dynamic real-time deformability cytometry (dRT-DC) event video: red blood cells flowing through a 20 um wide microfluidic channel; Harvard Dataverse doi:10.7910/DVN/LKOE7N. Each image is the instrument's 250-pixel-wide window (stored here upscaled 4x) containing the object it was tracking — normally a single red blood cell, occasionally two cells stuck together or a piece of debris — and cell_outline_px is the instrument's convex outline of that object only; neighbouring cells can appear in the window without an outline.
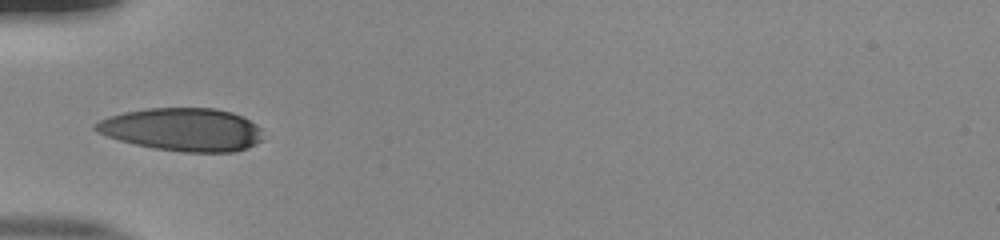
{"species": "human", "species_latin": "Homo sapiens", "temperature_condition": "room temperature", "stored_images_in_passage": 34, "camera_frame_rate_fps": 3000, "um_per_image_px": 0.085, "donor": {"sex": "male"}, "frame": {"image": 1, "passage_image": 1, "time_ms": 0.0, "image_size_px": [1000, 240], "cell_outline_px": [[264, 140], [248, 148], [232, 152], [184, 152], [152, 148], [120, 140], [96, 132], [92, 128], [92, 124], [108, 116], [124, 112], [148, 108], [216, 108], [232, 112], [256, 124], [260, 128]], "centroid_in_image_um": [15.51, 11.01], "position_along_channel_um": 69.5, "area_um2": 42.14}}
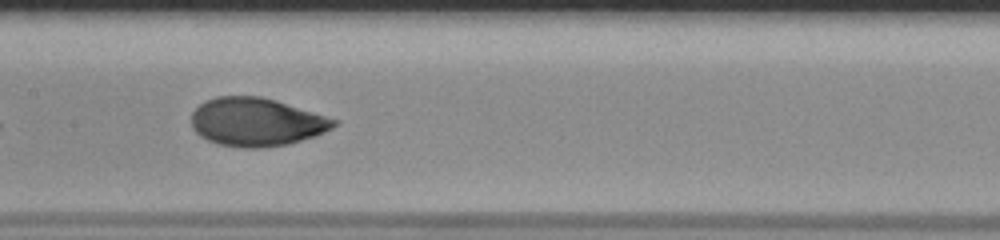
{"frame": {"image": 2, "passage_image": 10, "time_ms": 3.0, "image_size_px": [1000, 240], "cell_outline_px": [[340, 120], [332, 128], [316, 136], [288, 144], [260, 148], [244, 148], [220, 144], [208, 140], [200, 136], [192, 128], [192, 112], [204, 100], [216, 96], [260, 96], [276, 100]], "centroid_in_image_um": [21.8, 10.36], "position_along_channel_um": 185.6, "area_um2": 40.23}}
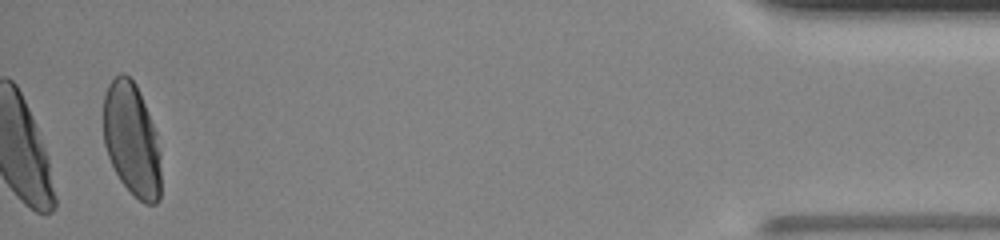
{"frame": {"image": 3, "passage_image": 34, "time_ms": 11.0, "image_size_px": [1000, 240], "cell_outline_px": [[160, 200], [156, 204], [144, 204], [120, 180], [108, 156], [104, 144], [104, 96], [108, 84], [120, 72], [124, 72], [136, 84], [156, 132], [160, 152]], "centroid_in_image_um": [11.2, 11.86], "position_along_channel_um": 424.0, "area_um2": 37.8}, "authors_computed_cell_mechanics": {"area_um2": 40.3155, "velocity_mm_per_s": 3.8992, "shape_relaxation_time_tau1_ms": 3.8106, "shape_relaxation_time_tau2_ms": null, "deformation_change_tau1": 0.1907, "deformation_change_tau2": null}}